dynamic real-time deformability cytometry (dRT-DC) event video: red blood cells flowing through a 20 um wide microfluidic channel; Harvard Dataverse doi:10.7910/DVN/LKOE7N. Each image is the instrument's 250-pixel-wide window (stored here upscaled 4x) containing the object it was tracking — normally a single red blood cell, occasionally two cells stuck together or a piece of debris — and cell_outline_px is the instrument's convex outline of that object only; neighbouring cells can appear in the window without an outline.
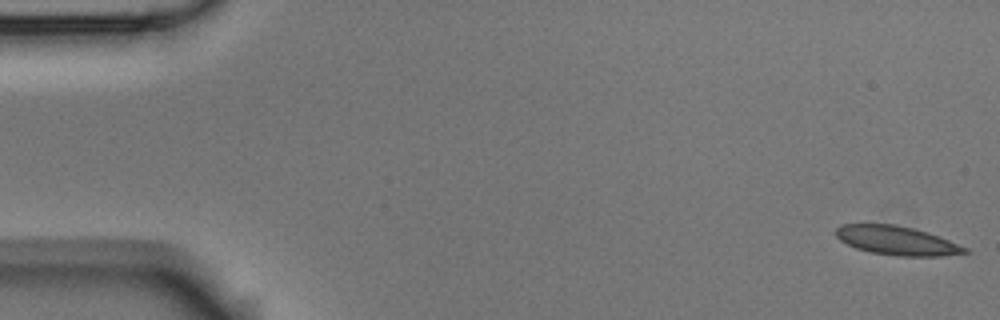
{"species": "Egyptian fruit bat (a non-hibernating species)", "species_latin": "Rousettus aegyptiacus", "temperature_condition": "room temperature", "stored_images_in_passage": 6, "camera_frame_rate_fps": 3000, "um_per_image_px": 0.085, "animal": {"sex": "male"}, "frame": {"image": 1, "passage_image": 1, "time_ms": 0.0, "image_size_px": [1000, 320], "cell_outline_px": [[972, 252], [940, 256], [896, 256], [872, 252], [856, 248], [840, 240], [836, 236], [836, 228], [840, 224], [896, 224], [928, 232], [968, 248]], "centroid_in_image_um": [76.24, 20.44], "position_along_channel_um": 8.8, "area_um2": 21.68}}
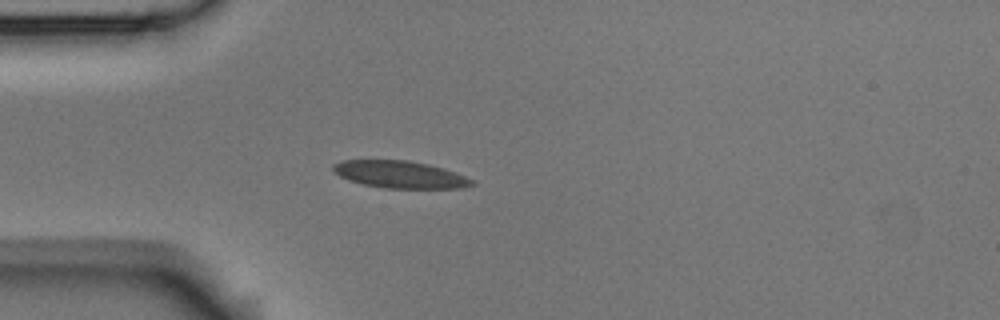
{"frame": {"image": 2, "passage_image": 5, "time_ms": 4.667, "image_size_px": [1000, 320], "cell_outline_px": [[476, 184], [464, 188], [384, 188], [364, 184], [348, 180], [340, 176], [332, 168], [332, 164], [340, 160], [408, 160], [428, 164], [444, 168], [456, 172], [476, 180]], "centroid_in_image_um": [34.05, 14.83], "position_along_channel_um": 50.9, "area_um2": 22.2}}